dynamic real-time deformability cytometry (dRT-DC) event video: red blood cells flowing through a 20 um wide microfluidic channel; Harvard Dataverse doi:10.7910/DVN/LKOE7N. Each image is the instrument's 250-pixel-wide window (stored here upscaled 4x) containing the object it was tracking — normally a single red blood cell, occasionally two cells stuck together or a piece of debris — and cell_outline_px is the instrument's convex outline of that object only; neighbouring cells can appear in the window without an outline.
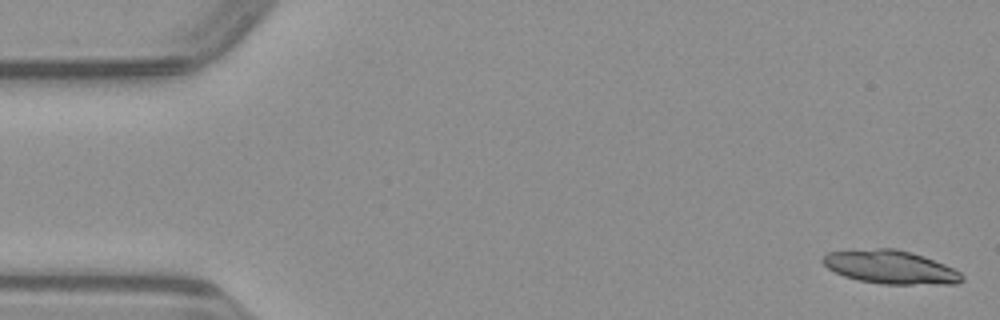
{"species": "common noctule bat (a hibernating species)", "species_latin": "Nyctalus noctula", "temperature_condition": "warm", "stored_images_in_passage": 49, "segment_of_instrument_passage": [1, 2], "camera_frame_rate_fps": 3000, "um_per_image_px": 0.085, "animal": {"sex": "male", "body_mass_g": 23.1, "forearm_length_mm": 52.7}, "frame": {"image": 1, "passage_image": 1, "time_ms": 0.0, "image_size_px": [1000, 320], "cell_outline_px": [[964, 280], [956, 284], [884, 284], [860, 280], [844, 276], [828, 268], [820, 260], [828, 252], [876, 248], [896, 248], [912, 252], [924, 256], [944, 264], [960, 272], [964, 276]], "centroid_in_image_um": [75.72, 22.7], "position_along_channel_um": 9.3, "area_um2": 27.05}}